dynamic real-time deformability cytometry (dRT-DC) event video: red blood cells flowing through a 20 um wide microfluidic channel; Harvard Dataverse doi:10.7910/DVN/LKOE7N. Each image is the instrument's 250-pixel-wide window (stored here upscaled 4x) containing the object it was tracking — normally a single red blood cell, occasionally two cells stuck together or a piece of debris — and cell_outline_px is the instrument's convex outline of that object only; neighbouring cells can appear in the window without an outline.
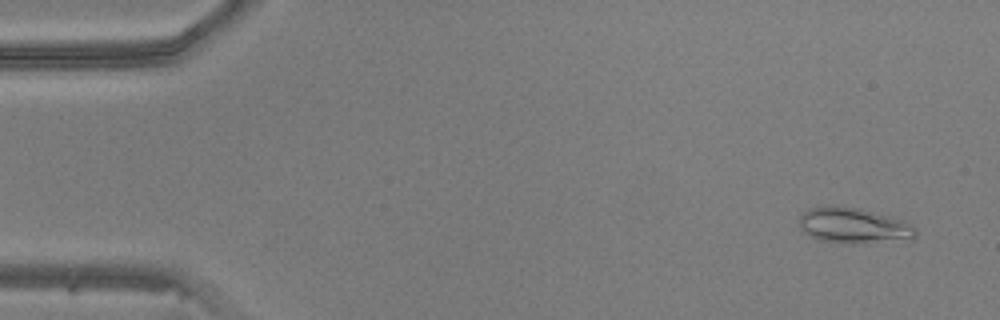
{"species": "common noctule bat (a hibernating species)", "species_latin": "Nyctalus noctula", "temperature_condition": "warm", "stored_images_in_passage": 11, "camera_frame_rate_fps": 3000, "um_per_image_px": 0.085, "animal": {"sex": "male", "body_mass_g": 20.5, "forearm_length_mm": 52.5}, "frame": {"image": 1, "passage_image": 3, "time_ms": 0.667, "image_size_px": [1000, 320], "cell_outline_px": [[916, 236], [912, 240], [852, 244], [848, 244], [820, 240], [804, 232], [800, 228], [796, 220], [808, 208], [832, 204], [860, 208], [904, 220], [912, 224], [916, 228]], "centroid_in_image_um": [72.56, 19.17], "position_along_channel_um": 12.4, "area_um2": 24.85}}